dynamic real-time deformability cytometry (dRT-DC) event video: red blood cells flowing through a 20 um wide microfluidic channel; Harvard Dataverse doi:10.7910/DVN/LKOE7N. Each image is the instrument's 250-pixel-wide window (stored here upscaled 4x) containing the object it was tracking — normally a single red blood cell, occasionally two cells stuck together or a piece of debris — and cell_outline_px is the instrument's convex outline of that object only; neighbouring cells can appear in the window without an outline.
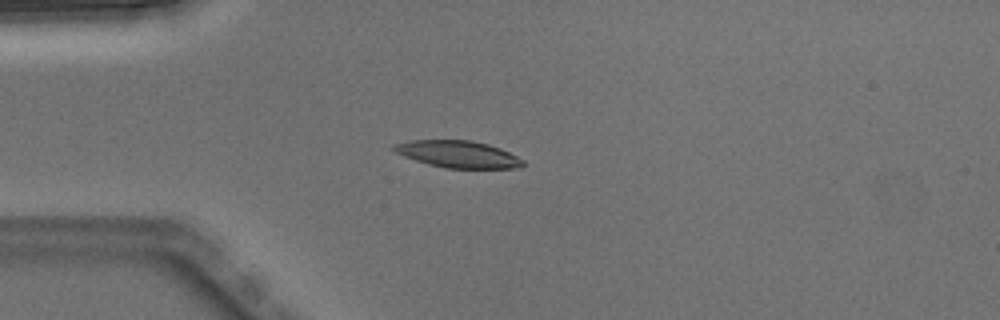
{"species": "Egyptian fruit bat (a non-hibernating species)", "species_latin": "Rousettus aegyptiacus", "temperature_condition": "warm", "stored_images_in_passage": 4, "camera_frame_rate_fps": 3000, "um_per_image_px": 0.085, "animal": {"sex": "male"}, "frame": {"image": 1, "passage_image": 4, "time_ms": 1.0, "image_size_px": [1000, 320], "cell_outline_px": [[524, 164], [516, 168], [444, 168], [428, 164], [404, 156], [396, 152], [392, 148], [392, 144], [412, 140], [472, 140], [488, 144], [500, 148], [524, 160]], "centroid_in_image_um": [38.92, 13.1], "position_along_channel_um": 46.1, "area_um2": 20.17}}